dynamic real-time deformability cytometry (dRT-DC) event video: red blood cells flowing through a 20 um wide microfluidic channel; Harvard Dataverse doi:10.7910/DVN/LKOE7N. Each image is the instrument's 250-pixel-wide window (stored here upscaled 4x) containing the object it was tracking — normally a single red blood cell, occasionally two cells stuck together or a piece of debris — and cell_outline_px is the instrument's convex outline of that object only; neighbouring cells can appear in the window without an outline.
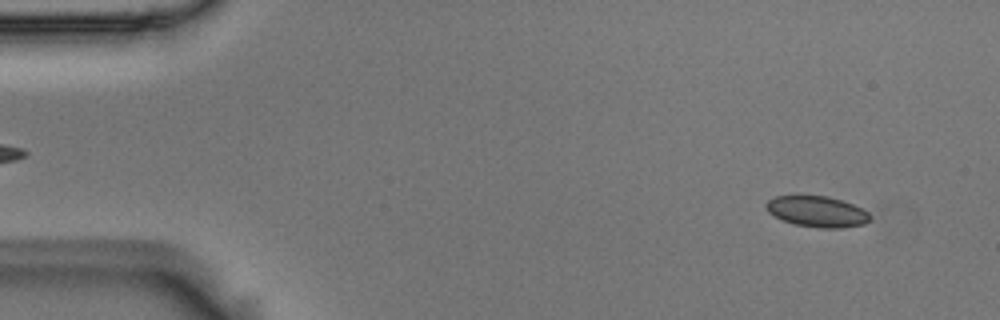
{"species": "Egyptian fruit bat (a non-hibernating species)", "species_latin": "Rousettus aegyptiacus", "temperature_condition": "room temperature", "stored_images_in_passage": 54, "camera_frame_rate_fps": 3000, "um_per_image_px": 0.085, "animal": {"sex": "male"}, "frame": {"image": 1, "passage_image": 4, "time_ms": 1.0, "image_size_px": [1000, 320], "cell_outline_px": [[872, 216], [864, 224], [840, 228], [820, 228], [796, 224], [784, 220], [768, 212], [764, 208], [764, 204], [768, 200], [776, 196], [800, 192], [828, 196], [852, 204], [868, 212]], "centroid_in_image_um": [69.38, 17.92], "position_along_channel_um": 15.6, "area_um2": 19.25}}
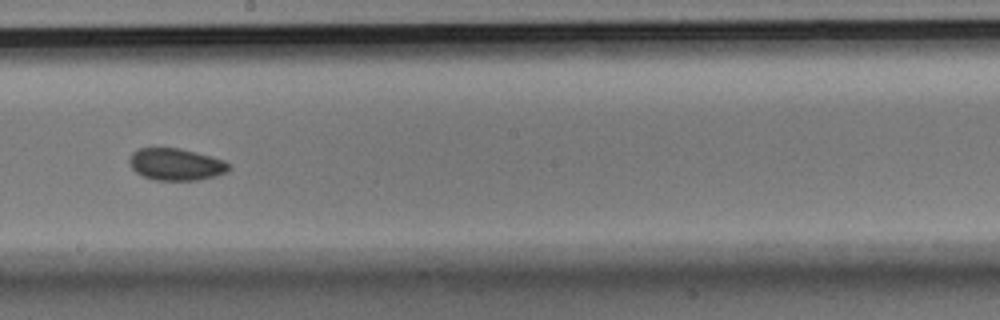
{"frame": {"image": 2, "passage_image": 30, "time_ms": 9.667, "image_size_px": [1000, 320], "cell_outline_px": [[232, 168], [228, 172], [216, 176], [196, 180], [152, 180], [136, 172], [132, 168], [128, 160], [132, 152], [136, 148], [180, 148], [196, 152], [224, 160], [232, 164]], "centroid_in_image_um": [14.98, 13.97], "position_along_channel_um": 233.2, "area_um2": 18.79}}
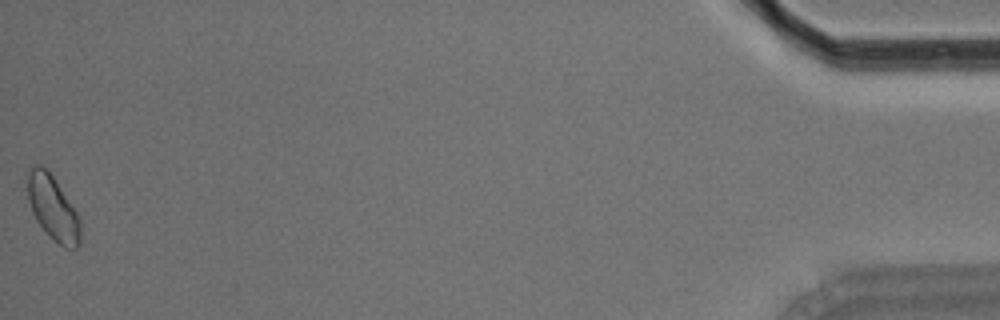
{"frame": {"image": 3, "passage_image": 54, "time_ms": 17.667, "image_size_px": [1000, 320], "cell_outline_px": [[80, 244], [76, 248], [64, 248], [48, 236], [36, 220], [32, 212], [28, 200], [28, 172], [32, 164], [40, 164], [52, 176], [76, 212], [80, 220]], "centroid_in_image_um": [4.48, 17.71], "position_along_channel_um": 430.7, "area_um2": 19.59}, "authors_computed_cell_mechanics": {"area_um2": 18.7561, "velocity_mm_per_s": 3.6786, "shape_relaxation_time_tau1_ms": 9.8206, "shape_relaxation_time_tau2_ms": 2.8282, "deformation_change_tau1": 0.063, "deformation_change_tau2": 0.067}}